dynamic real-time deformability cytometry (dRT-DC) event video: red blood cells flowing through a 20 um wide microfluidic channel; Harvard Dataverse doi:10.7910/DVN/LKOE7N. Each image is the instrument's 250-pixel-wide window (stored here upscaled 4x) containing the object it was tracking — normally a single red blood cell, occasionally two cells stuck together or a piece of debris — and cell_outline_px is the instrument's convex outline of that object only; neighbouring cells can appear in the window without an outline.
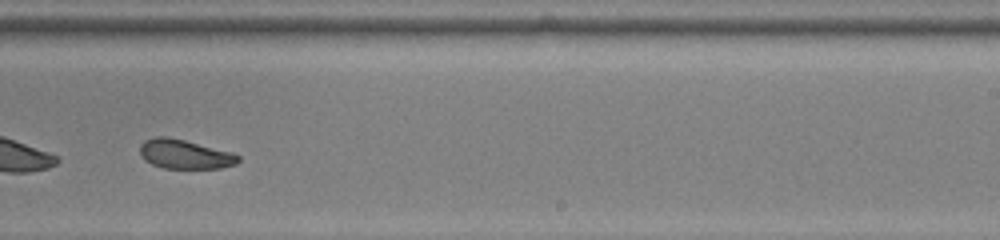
{"species": "common noctule bat (a hibernating species)", "species_latin": "Nyctalus noctula", "temperature_condition": "room temperature", "stored_images_in_passage": 40, "camera_frame_rate_fps": 3000, "um_per_image_px": 0.085, "animal": {"sex": "female", "body_mass_g": 22.0, "forearm_length_mm": 56.7}, "frame": {"image": 1, "passage_image": 23, "time_ms": 7.333, "image_size_px": [1000, 240], "cell_outline_px": [[240, 160], [236, 164], [220, 168], [164, 168], [152, 164], [144, 160], [140, 152], [140, 144], [144, 140], [156, 136], [168, 136], [232, 152], [240, 156]], "centroid_in_image_um": [15.7, 13.1], "position_along_channel_um": 273.3, "area_um2": 16.76}, "authors_computed_cell_mechanics": {"area_um2": 18.3804, "velocity_mm_per_s": 3.8697, "shape_relaxation_time_tau1_ms": 9.4894, "shape_relaxation_time_tau2_ms": 2.1475, "deformation_change_tau1": 0.14, "deformation_change_tau2": 0.0727}}